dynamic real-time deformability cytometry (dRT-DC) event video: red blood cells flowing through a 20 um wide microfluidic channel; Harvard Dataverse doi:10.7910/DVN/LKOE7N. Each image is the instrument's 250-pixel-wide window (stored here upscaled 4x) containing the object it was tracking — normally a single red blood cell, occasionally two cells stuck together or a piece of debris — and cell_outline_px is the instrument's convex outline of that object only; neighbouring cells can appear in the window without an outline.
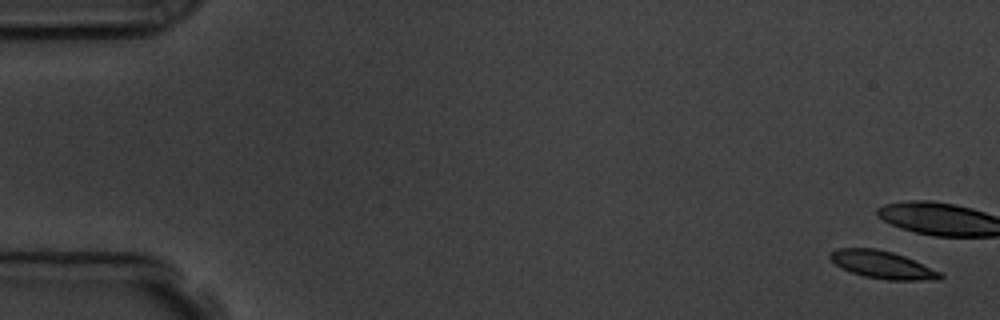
{"species": "common noctule bat (a hibernating species)", "species_latin": "Nyctalus noctula", "temperature_condition": "room temperature", "stored_images_in_passage": 6, "camera_frame_rate_fps": 3000, "um_per_image_px": 0.085, "animal": {"sex": "male", "body_mass_g": 19.5, "forearm_length_mm": 54.6}, "frame": {"image": 1, "passage_image": 1, "time_ms": 0.0, "image_size_px": [1000, 320], "cell_outline_px": [[944, 276], [940, 280], [888, 280], [864, 276], [852, 272], [836, 264], [828, 256], [828, 252], [840, 248], [876, 248], [892, 252], [904, 256], [940, 272]], "centroid_in_image_um": [75.0, 22.5], "position_along_channel_um": 10.0, "area_um2": 17.51}}
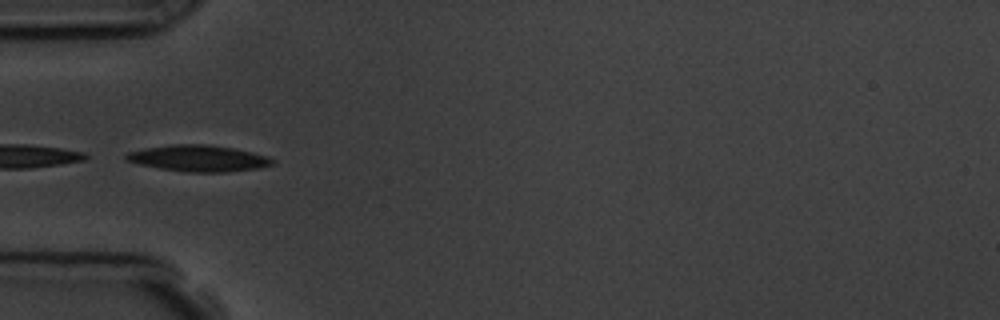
{"frame": {"image": 2, "passage_image": 6, "time_ms": 6.333, "image_size_px": [1000, 320], "cell_outline_px": [[276, 160], [272, 164], [260, 168], [228, 172], [184, 172], [160, 168], [140, 164], [124, 160], [124, 156], [128, 152], [148, 148], [172, 144], [208, 144], [232, 148], [252, 152], [268, 156]], "centroid_in_image_um": [16.9, 13.46], "position_along_channel_um": 68.1, "area_um2": 22.43}}